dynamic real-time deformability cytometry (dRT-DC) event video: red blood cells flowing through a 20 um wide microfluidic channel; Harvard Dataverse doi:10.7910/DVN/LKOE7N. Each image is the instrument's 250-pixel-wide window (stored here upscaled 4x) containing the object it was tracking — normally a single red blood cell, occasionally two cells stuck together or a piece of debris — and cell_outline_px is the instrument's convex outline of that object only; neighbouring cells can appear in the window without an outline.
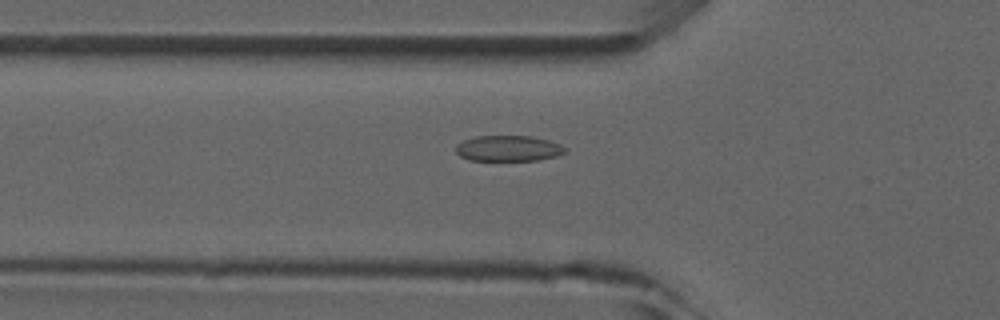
{"species": "common noctule bat (a hibernating species)", "species_latin": "Nyctalus noctula", "temperature_condition": "room temperature", "stored_images_in_passage": 2, "camera_frame_rate_fps": 3000, "um_per_image_px": 0.085, "animal": {"sex": "male", "forearm_length_mm": 52.5}, "frame": {"image": 1, "passage_image": 2, "time_ms": 2.0, "image_size_px": [1000, 320], "cell_outline_px": [[564, 152], [556, 156], [536, 160], [468, 160], [460, 156], [456, 152], [456, 144], [464, 140], [476, 136], [532, 136], [548, 140], [560, 144], [564, 148]], "centroid_in_image_um": [43.16, 12.61], "position_along_channel_um": 82.6, "area_um2": 16.24}}